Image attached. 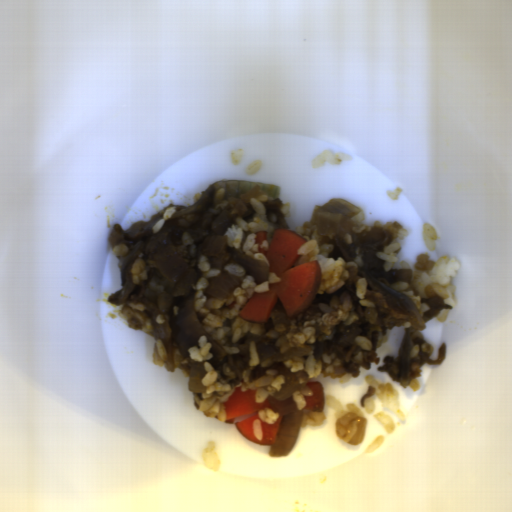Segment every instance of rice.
<instances>
[{
	"mask_svg": "<svg viewBox=\"0 0 512 512\" xmlns=\"http://www.w3.org/2000/svg\"><path fill=\"white\" fill-rule=\"evenodd\" d=\"M422 239L429 251L434 252L436 250L435 241H437L438 239V234L435 228L430 223H423Z\"/></svg>",
	"mask_w": 512,
	"mask_h": 512,
	"instance_id": "5b1b7eff",
	"label": "rice"
},
{
	"mask_svg": "<svg viewBox=\"0 0 512 512\" xmlns=\"http://www.w3.org/2000/svg\"><path fill=\"white\" fill-rule=\"evenodd\" d=\"M216 445L213 442H207L206 448L202 450V461L206 467L213 471L214 473H218L221 466L220 457L215 450Z\"/></svg>",
	"mask_w": 512,
	"mask_h": 512,
	"instance_id": "d2b440a0",
	"label": "rice"
},
{
	"mask_svg": "<svg viewBox=\"0 0 512 512\" xmlns=\"http://www.w3.org/2000/svg\"><path fill=\"white\" fill-rule=\"evenodd\" d=\"M324 401H325V404H327L328 406H330L333 409L334 415L338 420L340 418H342L347 413H356L358 415L363 416L360 409L355 404L348 403L346 405V407L344 408L342 406V404L334 396H329V395L327 397H325ZM363 418H364V416H363Z\"/></svg>",
	"mask_w": 512,
	"mask_h": 512,
	"instance_id": "50a67109",
	"label": "rice"
},
{
	"mask_svg": "<svg viewBox=\"0 0 512 512\" xmlns=\"http://www.w3.org/2000/svg\"><path fill=\"white\" fill-rule=\"evenodd\" d=\"M386 192H387V196H388L390 199H392V200H396V199H398V197H399L400 193L402 192V189H401V188H399V187H396V188H394V190H393V191H391V189H388V190H386Z\"/></svg>",
	"mask_w": 512,
	"mask_h": 512,
	"instance_id": "885f4360",
	"label": "rice"
},
{
	"mask_svg": "<svg viewBox=\"0 0 512 512\" xmlns=\"http://www.w3.org/2000/svg\"><path fill=\"white\" fill-rule=\"evenodd\" d=\"M356 208H358V207H356ZM358 209L360 210L359 213L350 217L355 224V227L353 229L354 233L372 230L374 226L363 225V219L365 218V213L362 208H358Z\"/></svg>",
	"mask_w": 512,
	"mask_h": 512,
	"instance_id": "a0d8f996",
	"label": "rice"
},
{
	"mask_svg": "<svg viewBox=\"0 0 512 512\" xmlns=\"http://www.w3.org/2000/svg\"><path fill=\"white\" fill-rule=\"evenodd\" d=\"M113 255L117 256V257H121V256H125L128 252H129V248L127 247L126 244H118L116 245L113 250Z\"/></svg>",
	"mask_w": 512,
	"mask_h": 512,
	"instance_id": "526893f5",
	"label": "rice"
},
{
	"mask_svg": "<svg viewBox=\"0 0 512 512\" xmlns=\"http://www.w3.org/2000/svg\"><path fill=\"white\" fill-rule=\"evenodd\" d=\"M374 409H375V403H374L373 396L365 398V400H364V411L366 413L370 414V413L374 412Z\"/></svg>",
	"mask_w": 512,
	"mask_h": 512,
	"instance_id": "bc3402cd",
	"label": "rice"
},
{
	"mask_svg": "<svg viewBox=\"0 0 512 512\" xmlns=\"http://www.w3.org/2000/svg\"><path fill=\"white\" fill-rule=\"evenodd\" d=\"M374 419H377L379 424L390 434L393 433L395 429L394 421L390 417L389 414L385 413H375L373 415Z\"/></svg>",
	"mask_w": 512,
	"mask_h": 512,
	"instance_id": "5dc3fc45",
	"label": "rice"
},
{
	"mask_svg": "<svg viewBox=\"0 0 512 512\" xmlns=\"http://www.w3.org/2000/svg\"><path fill=\"white\" fill-rule=\"evenodd\" d=\"M402 270H411L410 284L419 292L414 294L413 290H407L408 281L396 282L390 284V289L405 294L420 311L421 318L423 314L430 309L428 304L421 303V298L425 297V288L431 285L435 294L442 297L444 303H449L452 308L457 306L453 297L456 286L450 283L451 278L457 276L460 266L454 257L444 255L437 261H434L426 254L418 255L415 265L411 267L406 260L399 262Z\"/></svg>",
	"mask_w": 512,
	"mask_h": 512,
	"instance_id": "8eca5e8b",
	"label": "rice"
},
{
	"mask_svg": "<svg viewBox=\"0 0 512 512\" xmlns=\"http://www.w3.org/2000/svg\"><path fill=\"white\" fill-rule=\"evenodd\" d=\"M384 439H385V436H383L381 434L379 436H377L376 438H374L366 451L367 454L371 453V452H375L377 449H379L382 446Z\"/></svg>",
	"mask_w": 512,
	"mask_h": 512,
	"instance_id": "a35209c6",
	"label": "rice"
},
{
	"mask_svg": "<svg viewBox=\"0 0 512 512\" xmlns=\"http://www.w3.org/2000/svg\"><path fill=\"white\" fill-rule=\"evenodd\" d=\"M407 236H409L408 230H406L402 227V229L399 232H397V237L395 239L403 240L404 237H407Z\"/></svg>",
	"mask_w": 512,
	"mask_h": 512,
	"instance_id": "b2dc0ae6",
	"label": "rice"
},
{
	"mask_svg": "<svg viewBox=\"0 0 512 512\" xmlns=\"http://www.w3.org/2000/svg\"><path fill=\"white\" fill-rule=\"evenodd\" d=\"M257 415L261 421L267 422L268 425L274 424L280 418L279 413L273 411L270 407L257 411Z\"/></svg>",
	"mask_w": 512,
	"mask_h": 512,
	"instance_id": "a6de957c",
	"label": "rice"
},
{
	"mask_svg": "<svg viewBox=\"0 0 512 512\" xmlns=\"http://www.w3.org/2000/svg\"><path fill=\"white\" fill-rule=\"evenodd\" d=\"M401 248V244L396 240H393L389 245L384 247L383 251L376 252L378 259L384 261L383 268L385 271L392 270L391 267L398 262L397 254Z\"/></svg>",
	"mask_w": 512,
	"mask_h": 512,
	"instance_id": "e7b20468",
	"label": "rice"
},
{
	"mask_svg": "<svg viewBox=\"0 0 512 512\" xmlns=\"http://www.w3.org/2000/svg\"><path fill=\"white\" fill-rule=\"evenodd\" d=\"M281 212L284 213V217H291L290 203L284 202L281 204Z\"/></svg>",
	"mask_w": 512,
	"mask_h": 512,
	"instance_id": "4b15463f",
	"label": "rice"
},
{
	"mask_svg": "<svg viewBox=\"0 0 512 512\" xmlns=\"http://www.w3.org/2000/svg\"><path fill=\"white\" fill-rule=\"evenodd\" d=\"M284 365L286 367H290V371L292 373L304 371L307 377L310 379L320 375L322 362L316 360V358L313 355V352L311 351L310 353H308L307 359L304 362H296L286 359L284 361Z\"/></svg>",
	"mask_w": 512,
	"mask_h": 512,
	"instance_id": "f2f60c81",
	"label": "rice"
},
{
	"mask_svg": "<svg viewBox=\"0 0 512 512\" xmlns=\"http://www.w3.org/2000/svg\"><path fill=\"white\" fill-rule=\"evenodd\" d=\"M355 341L361 349L371 351L372 343L365 336H356Z\"/></svg>",
	"mask_w": 512,
	"mask_h": 512,
	"instance_id": "e71a8099",
	"label": "rice"
},
{
	"mask_svg": "<svg viewBox=\"0 0 512 512\" xmlns=\"http://www.w3.org/2000/svg\"><path fill=\"white\" fill-rule=\"evenodd\" d=\"M367 291V279L359 278L356 282V298L359 299L360 305L364 307H375L376 305L368 299H365Z\"/></svg>",
	"mask_w": 512,
	"mask_h": 512,
	"instance_id": "6a4a8fe4",
	"label": "rice"
},
{
	"mask_svg": "<svg viewBox=\"0 0 512 512\" xmlns=\"http://www.w3.org/2000/svg\"><path fill=\"white\" fill-rule=\"evenodd\" d=\"M365 381L369 387H374V395L379 398L381 406L389 409L399 421H405L406 417L400 409V395L391 383H381L372 374L365 375Z\"/></svg>",
	"mask_w": 512,
	"mask_h": 512,
	"instance_id": "e3fd555f",
	"label": "rice"
},
{
	"mask_svg": "<svg viewBox=\"0 0 512 512\" xmlns=\"http://www.w3.org/2000/svg\"><path fill=\"white\" fill-rule=\"evenodd\" d=\"M312 394L313 390L306 385L291 394L297 410L303 411L300 427L320 426L326 419L323 412L306 410L305 397H311Z\"/></svg>",
	"mask_w": 512,
	"mask_h": 512,
	"instance_id": "a3056103",
	"label": "rice"
},
{
	"mask_svg": "<svg viewBox=\"0 0 512 512\" xmlns=\"http://www.w3.org/2000/svg\"><path fill=\"white\" fill-rule=\"evenodd\" d=\"M176 214V206L169 207L165 213L163 214L162 218H159L158 221L154 224L152 227V232H158L166 220H169Z\"/></svg>",
	"mask_w": 512,
	"mask_h": 512,
	"instance_id": "29a250f4",
	"label": "rice"
},
{
	"mask_svg": "<svg viewBox=\"0 0 512 512\" xmlns=\"http://www.w3.org/2000/svg\"><path fill=\"white\" fill-rule=\"evenodd\" d=\"M130 271L131 282L134 284L139 283L140 280H148V270L145 268V262L141 257L133 262Z\"/></svg>",
	"mask_w": 512,
	"mask_h": 512,
	"instance_id": "fb1fb577",
	"label": "rice"
},
{
	"mask_svg": "<svg viewBox=\"0 0 512 512\" xmlns=\"http://www.w3.org/2000/svg\"><path fill=\"white\" fill-rule=\"evenodd\" d=\"M268 198L269 195L266 193L256 198H250V205L255 211L254 218L244 221L237 217L234 219V224L226 229L224 236L226 237L225 245L234 249H242L251 258L261 260L270 266L267 257L259 252V244L256 242V233L266 231V240L262 241L260 248L267 251L276 232L274 226L267 219L266 208L262 202Z\"/></svg>",
	"mask_w": 512,
	"mask_h": 512,
	"instance_id": "b023fe2a",
	"label": "rice"
},
{
	"mask_svg": "<svg viewBox=\"0 0 512 512\" xmlns=\"http://www.w3.org/2000/svg\"><path fill=\"white\" fill-rule=\"evenodd\" d=\"M295 233L305 238L306 242L298 249L297 255L301 256L292 267L318 261L321 279L316 294H322L325 291L330 294L341 288L348 280L349 272L343 258L333 259L327 256L332 251V244L320 243L322 235H318L317 228L312 221L305 222L303 226L298 225Z\"/></svg>",
	"mask_w": 512,
	"mask_h": 512,
	"instance_id": "acb35da6",
	"label": "rice"
},
{
	"mask_svg": "<svg viewBox=\"0 0 512 512\" xmlns=\"http://www.w3.org/2000/svg\"><path fill=\"white\" fill-rule=\"evenodd\" d=\"M352 159V155L344 153L333 154L329 150H325L313 159L311 167L313 169H319L325 162L334 166L339 165L343 161H352Z\"/></svg>",
	"mask_w": 512,
	"mask_h": 512,
	"instance_id": "0b520998",
	"label": "rice"
},
{
	"mask_svg": "<svg viewBox=\"0 0 512 512\" xmlns=\"http://www.w3.org/2000/svg\"><path fill=\"white\" fill-rule=\"evenodd\" d=\"M152 356H153L154 363L156 365L163 367L164 363L168 359V356H167L166 348H165V345H164L162 339H158L155 342L153 351H152Z\"/></svg>",
	"mask_w": 512,
	"mask_h": 512,
	"instance_id": "9e0e92f6",
	"label": "rice"
},
{
	"mask_svg": "<svg viewBox=\"0 0 512 512\" xmlns=\"http://www.w3.org/2000/svg\"><path fill=\"white\" fill-rule=\"evenodd\" d=\"M212 348L211 343L206 340L205 335H200L196 345L187 349L193 361L201 362L205 375L201 379L203 386H206L205 392H201L202 401L199 404V412L210 418H216L221 422H226V409L222 403H225L229 396L241 388L242 392L248 389H255V402L260 404L269 396L282 388L286 382L283 375H278L276 370H266L265 373L256 381H250L251 370L259 364L260 358L256 344L249 343V359L247 369L242 373V382L231 386L223 379L213 365L208 364L213 353L209 352Z\"/></svg>",
	"mask_w": 512,
	"mask_h": 512,
	"instance_id": "023b6e5f",
	"label": "rice"
},
{
	"mask_svg": "<svg viewBox=\"0 0 512 512\" xmlns=\"http://www.w3.org/2000/svg\"><path fill=\"white\" fill-rule=\"evenodd\" d=\"M252 433L256 437L257 440L261 442L263 437L262 423L261 420H254L252 424Z\"/></svg>",
	"mask_w": 512,
	"mask_h": 512,
	"instance_id": "5b0e9b7a",
	"label": "rice"
},
{
	"mask_svg": "<svg viewBox=\"0 0 512 512\" xmlns=\"http://www.w3.org/2000/svg\"><path fill=\"white\" fill-rule=\"evenodd\" d=\"M449 309H442L437 315H435L437 321L444 322L448 317Z\"/></svg>",
	"mask_w": 512,
	"mask_h": 512,
	"instance_id": "f0a9e7ae",
	"label": "rice"
},
{
	"mask_svg": "<svg viewBox=\"0 0 512 512\" xmlns=\"http://www.w3.org/2000/svg\"><path fill=\"white\" fill-rule=\"evenodd\" d=\"M263 162L261 159L252 161L248 164V166L245 169V173L250 175H254L256 172H258L262 166Z\"/></svg>",
	"mask_w": 512,
	"mask_h": 512,
	"instance_id": "e75bcadf",
	"label": "rice"
},
{
	"mask_svg": "<svg viewBox=\"0 0 512 512\" xmlns=\"http://www.w3.org/2000/svg\"><path fill=\"white\" fill-rule=\"evenodd\" d=\"M208 255H201L197 266L202 270L201 276L197 279L193 291L194 304L193 311L205 333L217 343L227 355L239 353V347H228L224 343V335L233 329L232 341L235 342L247 332L263 335V322H248L242 318L240 311L243 310L248 301L255 293H268L270 284L281 282L276 272L270 271L268 280L259 284L255 278L247 276L243 266L240 264L225 265L224 269H211L208 262ZM224 273H231L241 282L232 294L224 300L208 298L205 289L208 286V280Z\"/></svg>",
	"mask_w": 512,
	"mask_h": 512,
	"instance_id": "652b925c",
	"label": "rice"
},
{
	"mask_svg": "<svg viewBox=\"0 0 512 512\" xmlns=\"http://www.w3.org/2000/svg\"><path fill=\"white\" fill-rule=\"evenodd\" d=\"M230 157L233 161L234 166H238L244 157V148L241 147L238 150L231 151Z\"/></svg>",
	"mask_w": 512,
	"mask_h": 512,
	"instance_id": "4c4a6c54",
	"label": "rice"
}]
</instances>
